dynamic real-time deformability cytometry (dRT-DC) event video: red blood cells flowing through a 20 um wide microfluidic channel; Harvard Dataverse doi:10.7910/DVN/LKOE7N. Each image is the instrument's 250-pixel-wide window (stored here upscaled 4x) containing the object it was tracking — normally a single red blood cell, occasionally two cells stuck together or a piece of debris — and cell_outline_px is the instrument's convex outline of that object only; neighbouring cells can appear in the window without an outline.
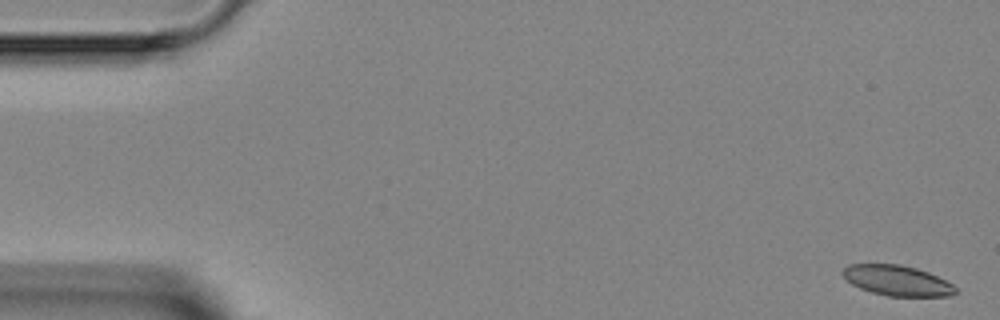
{"species": "Egyptian fruit bat (a non-hibernating species)", "species_latin": "Rousettus aegyptiacus", "temperature_condition": "room temperature", "stored_images_in_passage": 5, "camera_frame_rate_fps": 3000, "um_per_image_px": 0.085, "animal": {"sex": "female"}, "frame": {"image": 1, "passage_image": 1, "time_ms": 0.0, "image_size_px": [1000, 320], "cell_outline_px": [[960, 292], [948, 296], [888, 296], [872, 292], [860, 288], [852, 284], [840, 272], [848, 264], [900, 264], [916, 268], [928, 272], [952, 284]], "centroid_in_image_um": [76.26, 23.84], "position_along_channel_um": 8.7, "area_um2": 19.88}}
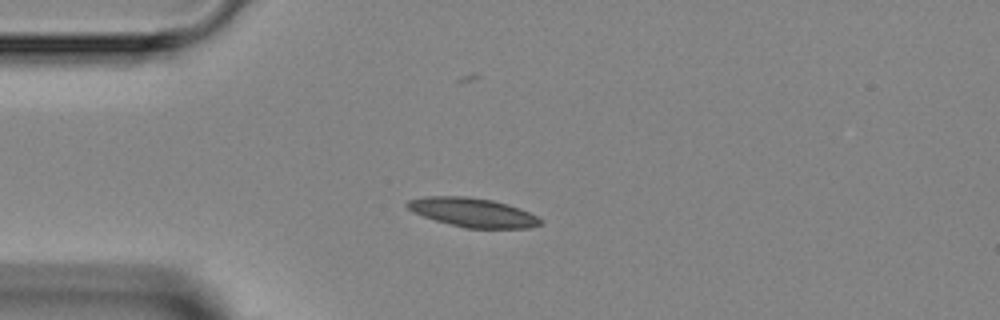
{"frame": {"image": 2, "passage_image": 4, "time_ms": 3.667, "image_size_px": [1000, 320], "cell_outline_px": [[544, 220], [540, 224], [528, 228], [464, 228], [436, 220], [424, 216], [408, 208], [404, 204], [408, 200], [424, 196], [468, 196], [492, 200], [508, 204], [520, 208]], "centroid_in_image_um": [40.19, 18.05], "position_along_channel_um": 44.8, "area_um2": 22.43}}